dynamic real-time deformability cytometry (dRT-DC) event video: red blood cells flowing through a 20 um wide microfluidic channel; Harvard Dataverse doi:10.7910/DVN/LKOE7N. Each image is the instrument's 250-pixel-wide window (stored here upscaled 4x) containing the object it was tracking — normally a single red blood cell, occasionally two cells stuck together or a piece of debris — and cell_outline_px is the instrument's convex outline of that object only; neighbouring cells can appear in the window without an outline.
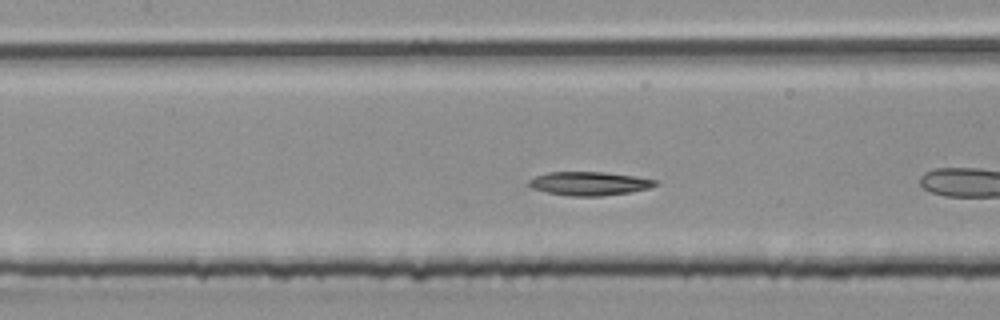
{"species": "common noctule bat (a hibernating species)", "species_latin": "Nyctalus noctula", "temperature_condition": "room temperature", "stored_images_in_passage": 14, "camera_frame_rate_fps": 3000, "um_per_image_px": 0.085, "animal": {"sex": "male", "body_mass_g": 20.4}, "frame": {"image": 1, "passage_image": 7, "time_ms": 2.0, "image_size_px": [1000, 320], "cell_outline_px": [[660, 184], [648, 188], [628, 192], [600, 196], [572, 196], [548, 192], [532, 188], [528, 184], [528, 180], [532, 176], [548, 172], [604, 172], [636, 176], [656, 180]], "centroid_in_image_um": [50.07, 15.59], "position_along_channel_um": 157.3, "area_um2": 17.4}}
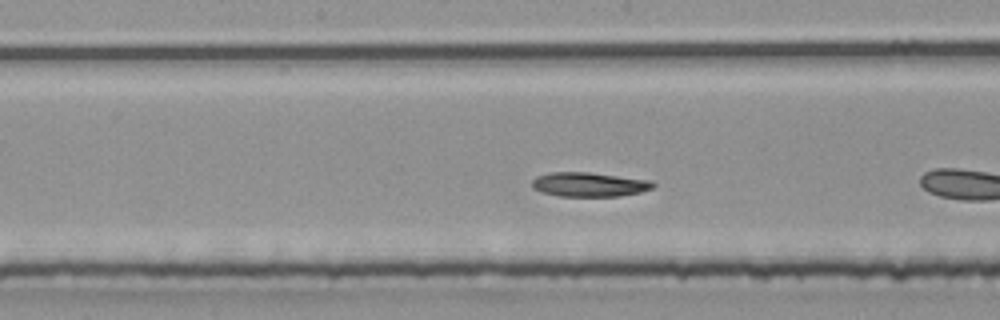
{"frame": {"image": 2, "passage_image": 10, "time_ms": 3.0, "image_size_px": [1000, 320], "cell_outline_px": [[656, 184], [652, 188], [640, 192], [620, 196], [560, 196], [540, 192], [532, 188], [532, 180], [536, 176], [548, 172], [588, 172], [648, 180]], "centroid_in_image_um": [50.02, 15.68], "position_along_channel_um": 198.2, "area_um2": 17.11}}